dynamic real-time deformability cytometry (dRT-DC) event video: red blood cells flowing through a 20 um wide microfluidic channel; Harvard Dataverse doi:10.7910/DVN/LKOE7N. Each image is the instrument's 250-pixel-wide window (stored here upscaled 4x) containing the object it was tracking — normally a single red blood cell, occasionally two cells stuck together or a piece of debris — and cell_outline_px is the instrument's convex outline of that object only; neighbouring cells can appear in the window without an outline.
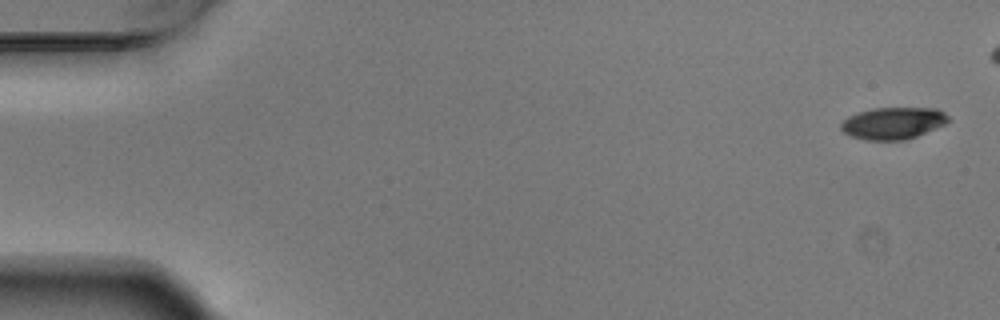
{"species": "Egyptian fruit bat (a non-hibernating species)", "species_latin": "Rousettus aegyptiacus", "temperature_condition": "warm", "stored_images_in_passage": 5, "camera_frame_rate_fps": 3000, "um_per_image_px": 0.085, "animal": {"sex": "male"}, "frame": {"image": 1, "passage_image": 1, "time_ms": 0.0, "image_size_px": [1000, 320], "cell_outline_px": [[952, 120], [936, 128], [908, 140], [868, 140], [852, 136], [844, 132], [840, 128], [840, 124], [848, 116], [856, 112], [872, 108], [936, 108], [944, 112]], "centroid_in_image_um": [75.92, 10.46], "position_along_channel_um": 9.1, "area_um2": 20.11}}